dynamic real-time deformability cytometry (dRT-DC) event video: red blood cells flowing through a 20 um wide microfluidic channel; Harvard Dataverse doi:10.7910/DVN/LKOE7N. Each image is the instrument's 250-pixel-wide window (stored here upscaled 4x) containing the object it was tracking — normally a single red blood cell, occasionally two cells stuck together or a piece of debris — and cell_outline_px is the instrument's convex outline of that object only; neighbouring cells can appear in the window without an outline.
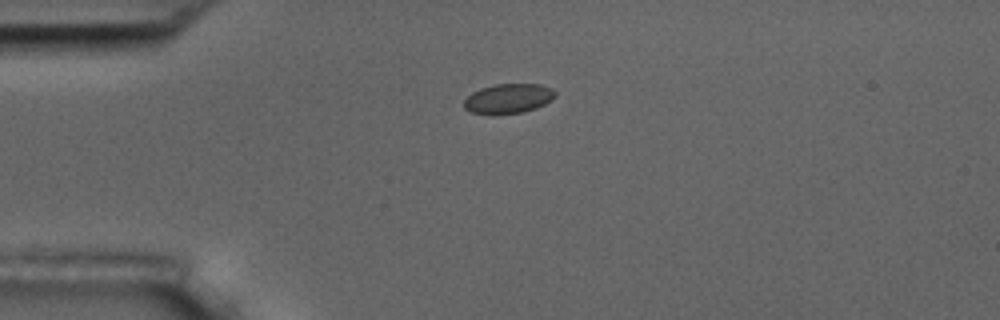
{"species": "common noctule bat (a hibernating species)", "species_latin": "Nyctalus noctula", "temperature_condition": "room temperature", "stored_images_in_passage": 2, "camera_frame_rate_fps": 3000, "um_per_image_px": 0.085, "animal": {"sex": "male", "body_mass_g": 17.5, "forearm_length_mm": 52.3}, "frame": {"image": 1, "passage_image": 1, "time_ms": 0.0, "image_size_px": [1000, 320], "cell_outline_px": [[556, 96], [552, 100], [536, 108], [524, 112], [496, 116], [492, 116], [468, 112], [464, 108], [464, 100], [472, 92], [480, 88], [496, 84], [540, 84], [552, 88], [556, 92]], "centroid_in_image_um": [43.18, 8.41], "position_along_channel_um": 41.8, "area_um2": 16.3}}